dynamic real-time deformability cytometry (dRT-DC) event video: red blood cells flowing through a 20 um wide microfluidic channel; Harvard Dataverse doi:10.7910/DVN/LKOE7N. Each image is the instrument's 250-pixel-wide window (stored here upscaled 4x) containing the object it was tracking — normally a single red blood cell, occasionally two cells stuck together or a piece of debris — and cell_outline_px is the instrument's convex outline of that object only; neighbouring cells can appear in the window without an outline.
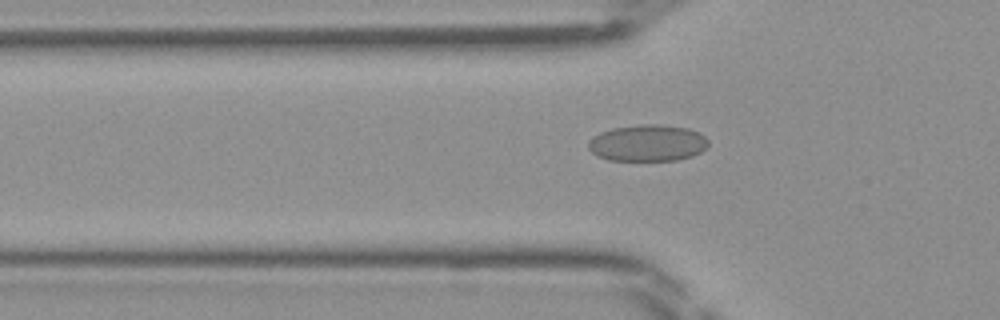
{"species": "Egyptian fruit bat (a non-hibernating species)", "species_latin": "Rousettus aegyptiacus", "temperature_condition": "room temperature", "stored_images_in_passage": 46, "camera_frame_rate_fps": 3000, "um_per_image_px": 0.085, "frame": {"image": 1, "passage_image": 14, "time_ms": 4.333, "image_size_px": [1000, 320], "cell_outline_px": [[708, 144], [700, 152], [692, 156], [676, 160], [608, 160], [596, 156], [588, 148], [588, 140], [592, 136], [600, 132], [612, 128], [644, 124], [660, 124], [688, 128], [700, 132], [708, 140]], "centroid_in_image_um": [55.02, 12.15], "position_along_channel_um": 70.8, "area_um2": 25.72}}
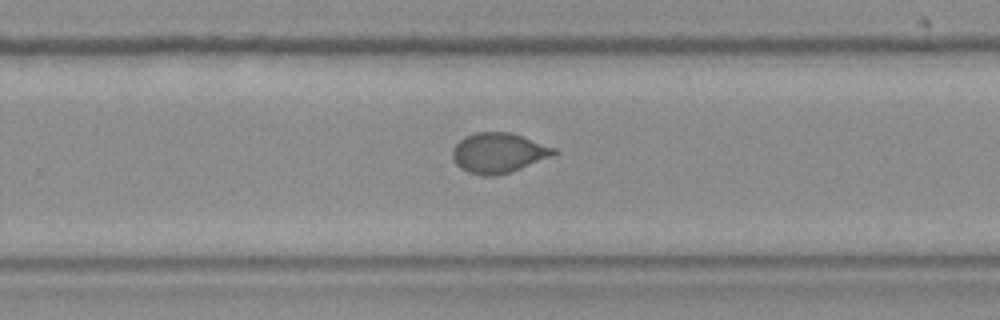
{"frame": {"image": 2, "passage_image": 29, "time_ms": 9.333, "image_size_px": [1000, 320], "cell_outline_px": [[560, 152], [556, 156], [496, 176], [484, 176], [468, 172], [460, 168], [452, 160], [452, 148], [464, 136], [476, 132], [508, 132], [556, 148]], "centroid_in_image_um": [42.37, 13.0], "position_along_channel_um": 287.4, "area_um2": 23.76}}
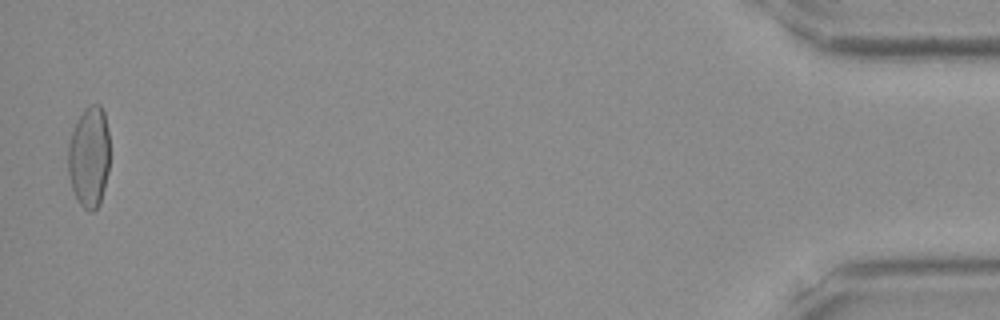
{"frame": {"image": 3, "passage_image": 45, "time_ms": 14.667, "image_size_px": [1000, 320], "cell_outline_px": [[108, 172], [100, 204], [92, 212], [88, 212], [80, 204], [72, 188], [68, 172], [68, 148], [72, 132], [84, 108], [92, 104], [100, 104], [104, 112], [108, 128]], "centroid_in_image_um": [7.58, 13.34], "position_along_channel_um": 427.6, "area_um2": 24.39}}